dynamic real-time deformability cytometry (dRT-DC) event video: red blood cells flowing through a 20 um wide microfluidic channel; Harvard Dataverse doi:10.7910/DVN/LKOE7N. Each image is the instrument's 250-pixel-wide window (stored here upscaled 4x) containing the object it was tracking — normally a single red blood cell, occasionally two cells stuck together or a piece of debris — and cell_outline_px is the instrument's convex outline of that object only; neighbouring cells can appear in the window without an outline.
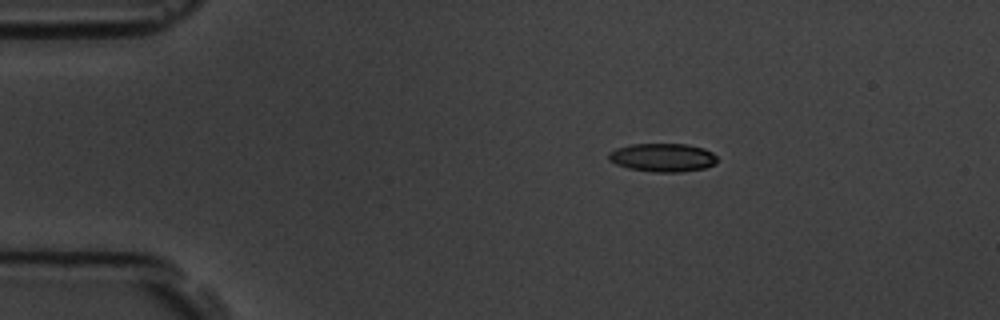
{"species": "common noctule bat (a hibernating species)", "species_latin": "Nyctalus noctula", "temperature_condition": "room temperature", "stored_images_in_passage": 4, "camera_frame_rate_fps": 3000, "um_per_image_px": 0.085, "animal": {"sex": "male", "body_mass_g": 19.5, "forearm_length_mm": 54.6}, "frame": {"image": 1, "passage_image": 1, "time_ms": 0.0, "image_size_px": [1000, 320], "cell_outline_px": [[716, 160], [712, 164], [704, 168], [680, 172], [656, 172], [628, 168], [616, 164], [608, 160], [608, 152], [616, 148], [632, 144], [688, 144], [704, 148], [712, 152], [716, 156]], "centroid_in_image_um": [56.29, 13.38], "position_along_channel_um": 28.7, "area_um2": 17.92}}